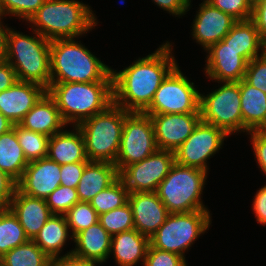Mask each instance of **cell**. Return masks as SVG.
Instances as JSON below:
<instances>
[{
  "label": "cell",
  "instance_id": "obj_44",
  "mask_svg": "<svg viewBox=\"0 0 266 266\" xmlns=\"http://www.w3.org/2000/svg\"><path fill=\"white\" fill-rule=\"evenodd\" d=\"M161 9L176 17L183 16L191 7V0H153Z\"/></svg>",
  "mask_w": 266,
  "mask_h": 266
},
{
  "label": "cell",
  "instance_id": "obj_37",
  "mask_svg": "<svg viewBox=\"0 0 266 266\" xmlns=\"http://www.w3.org/2000/svg\"><path fill=\"white\" fill-rule=\"evenodd\" d=\"M46 0H0V14L12 15L26 22L37 12Z\"/></svg>",
  "mask_w": 266,
  "mask_h": 266
},
{
  "label": "cell",
  "instance_id": "obj_29",
  "mask_svg": "<svg viewBox=\"0 0 266 266\" xmlns=\"http://www.w3.org/2000/svg\"><path fill=\"white\" fill-rule=\"evenodd\" d=\"M28 164L15 129L12 128L0 135V169L18 182Z\"/></svg>",
  "mask_w": 266,
  "mask_h": 266
},
{
  "label": "cell",
  "instance_id": "obj_39",
  "mask_svg": "<svg viewBox=\"0 0 266 266\" xmlns=\"http://www.w3.org/2000/svg\"><path fill=\"white\" fill-rule=\"evenodd\" d=\"M244 80L266 93V52L247 63Z\"/></svg>",
  "mask_w": 266,
  "mask_h": 266
},
{
  "label": "cell",
  "instance_id": "obj_47",
  "mask_svg": "<svg viewBox=\"0 0 266 266\" xmlns=\"http://www.w3.org/2000/svg\"><path fill=\"white\" fill-rule=\"evenodd\" d=\"M18 81L14 68L5 60H0V92L8 89Z\"/></svg>",
  "mask_w": 266,
  "mask_h": 266
},
{
  "label": "cell",
  "instance_id": "obj_3",
  "mask_svg": "<svg viewBox=\"0 0 266 266\" xmlns=\"http://www.w3.org/2000/svg\"><path fill=\"white\" fill-rule=\"evenodd\" d=\"M47 92L55 100L64 122L72 123L73 127L113 104V81L50 82Z\"/></svg>",
  "mask_w": 266,
  "mask_h": 266
},
{
  "label": "cell",
  "instance_id": "obj_28",
  "mask_svg": "<svg viewBox=\"0 0 266 266\" xmlns=\"http://www.w3.org/2000/svg\"><path fill=\"white\" fill-rule=\"evenodd\" d=\"M69 233L70 230L64 215L53 214L37 233L33 241L53 259L59 257L69 237L73 239V236Z\"/></svg>",
  "mask_w": 266,
  "mask_h": 266
},
{
  "label": "cell",
  "instance_id": "obj_23",
  "mask_svg": "<svg viewBox=\"0 0 266 266\" xmlns=\"http://www.w3.org/2000/svg\"><path fill=\"white\" fill-rule=\"evenodd\" d=\"M47 157L60 165L89 162L83 135L77 126L73 130H63L54 134L48 141Z\"/></svg>",
  "mask_w": 266,
  "mask_h": 266
},
{
  "label": "cell",
  "instance_id": "obj_27",
  "mask_svg": "<svg viewBox=\"0 0 266 266\" xmlns=\"http://www.w3.org/2000/svg\"><path fill=\"white\" fill-rule=\"evenodd\" d=\"M223 41L228 44V46L239 51V54L247 62L266 52V44L262 41L251 19L237 21L223 38ZM259 52L261 53L259 54Z\"/></svg>",
  "mask_w": 266,
  "mask_h": 266
},
{
  "label": "cell",
  "instance_id": "obj_35",
  "mask_svg": "<svg viewBox=\"0 0 266 266\" xmlns=\"http://www.w3.org/2000/svg\"><path fill=\"white\" fill-rule=\"evenodd\" d=\"M99 222L111 236L135 229L132 208L128 202L120 208L99 215Z\"/></svg>",
  "mask_w": 266,
  "mask_h": 266
},
{
  "label": "cell",
  "instance_id": "obj_40",
  "mask_svg": "<svg viewBox=\"0 0 266 266\" xmlns=\"http://www.w3.org/2000/svg\"><path fill=\"white\" fill-rule=\"evenodd\" d=\"M185 259L176 253L162 251L149 244L143 266H188Z\"/></svg>",
  "mask_w": 266,
  "mask_h": 266
},
{
  "label": "cell",
  "instance_id": "obj_17",
  "mask_svg": "<svg viewBox=\"0 0 266 266\" xmlns=\"http://www.w3.org/2000/svg\"><path fill=\"white\" fill-rule=\"evenodd\" d=\"M61 165L48 157L31 161L26 166L17 188L31 197L46 199L60 186Z\"/></svg>",
  "mask_w": 266,
  "mask_h": 266
},
{
  "label": "cell",
  "instance_id": "obj_13",
  "mask_svg": "<svg viewBox=\"0 0 266 266\" xmlns=\"http://www.w3.org/2000/svg\"><path fill=\"white\" fill-rule=\"evenodd\" d=\"M174 163L173 151L158 149L144 160L126 166L119 173V178L129 193L155 192Z\"/></svg>",
  "mask_w": 266,
  "mask_h": 266
},
{
  "label": "cell",
  "instance_id": "obj_15",
  "mask_svg": "<svg viewBox=\"0 0 266 266\" xmlns=\"http://www.w3.org/2000/svg\"><path fill=\"white\" fill-rule=\"evenodd\" d=\"M206 57L205 74L210 80L221 82H240L244 79L247 61L239 51L228 46L223 40L212 45Z\"/></svg>",
  "mask_w": 266,
  "mask_h": 266
},
{
  "label": "cell",
  "instance_id": "obj_50",
  "mask_svg": "<svg viewBox=\"0 0 266 266\" xmlns=\"http://www.w3.org/2000/svg\"><path fill=\"white\" fill-rule=\"evenodd\" d=\"M13 123L0 112V135L13 128Z\"/></svg>",
  "mask_w": 266,
  "mask_h": 266
},
{
  "label": "cell",
  "instance_id": "obj_10",
  "mask_svg": "<svg viewBox=\"0 0 266 266\" xmlns=\"http://www.w3.org/2000/svg\"><path fill=\"white\" fill-rule=\"evenodd\" d=\"M177 65L162 81L145 114L200 113V92Z\"/></svg>",
  "mask_w": 266,
  "mask_h": 266
},
{
  "label": "cell",
  "instance_id": "obj_11",
  "mask_svg": "<svg viewBox=\"0 0 266 266\" xmlns=\"http://www.w3.org/2000/svg\"><path fill=\"white\" fill-rule=\"evenodd\" d=\"M158 150L151 117L130 112L125 117L115 166L120 173L126 166L144 160Z\"/></svg>",
  "mask_w": 266,
  "mask_h": 266
},
{
  "label": "cell",
  "instance_id": "obj_22",
  "mask_svg": "<svg viewBox=\"0 0 266 266\" xmlns=\"http://www.w3.org/2000/svg\"><path fill=\"white\" fill-rule=\"evenodd\" d=\"M111 239L112 236L98 221L73 237L75 249L70 252L77 258L103 264L110 256Z\"/></svg>",
  "mask_w": 266,
  "mask_h": 266
},
{
  "label": "cell",
  "instance_id": "obj_14",
  "mask_svg": "<svg viewBox=\"0 0 266 266\" xmlns=\"http://www.w3.org/2000/svg\"><path fill=\"white\" fill-rule=\"evenodd\" d=\"M154 126L159 150L175 151L201 121L200 113L147 114Z\"/></svg>",
  "mask_w": 266,
  "mask_h": 266
},
{
  "label": "cell",
  "instance_id": "obj_30",
  "mask_svg": "<svg viewBox=\"0 0 266 266\" xmlns=\"http://www.w3.org/2000/svg\"><path fill=\"white\" fill-rule=\"evenodd\" d=\"M51 258L33 241L28 240L0 258L2 266H50Z\"/></svg>",
  "mask_w": 266,
  "mask_h": 266
},
{
  "label": "cell",
  "instance_id": "obj_2",
  "mask_svg": "<svg viewBox=\"0 0 266 266\" xmlns=\"http://www.w3.org/2000/svg\"><path fill=\"white\" fill-rule=\"evenodd\" d=\"M75 39L50 42V82L113 81L111 67Z\"/></svg>",
  "mask_w": 266,
  "mask_h": 266
},
{
  "label": "cell",
  "instance_id": "obj_41",
  "mask_svg": "<svg viewBox=\"0 0 266 266\" xmlns=\"http://www.w3.org/2000/svg\"><path fill=\"white\" fill-rule=\"evenodd\" d=\"M87 163L88 162H76L61 165L60 184L66 187L77 188Z\"/></svg>",
  "mask_w": 266,
  "mask_h": 266
},
{
  "label": "cell",
  "instance_id": "obj_5",
  "mask_svg": "<svg viewBox=\"0 0 266 266\" xmlns=\"http://www.w3.org/2000/svg\"><path fill=\"white\" fill-rule=\"evenodd\" d=\"M33 36L10 28L5 60L14 68L18 81L50 87V42L38 32Z\"/></svg>",
  "mask_w": 266,
  "mask_h": 266
},
{
  "label": "cell",
  "instance_id": "obj_51",
  "mask_svg": "<svg viewBox=\"0 0 266 266\" xmlns=\"http://www.w3.org/2000/svg\"><path fill=\"white\" fill-rule=\"evenodd\" d=\"M249 5L253 8L256 4H258L261 0H246Z\"/></svg>",
  "mask_w": 266,
  "mask_h": 266
},
{
  "label": "cell",
  "instance_id": "obj_7",
  "mask_svg": "<svg viewBox=\"0 0 266 266\" xmlns=\"http://www.w3.org/2000/svg\"><path fill=\"white\" fill-rule=\"evenodd\" d=\"M207 174L203 169L175 162L155 192L169 213L208 210L201 199Z\"/></svg>",
  "mask_w": 266,
  "mask_h": 266
},
{
  "label": "cell",
  "instance_id": "obj_9",
  "mask_svg": "<svg viewBox=\"0 0 266 266\" xmlns=\"http://www.w3.org/2000/svg\"><path fill=\"white\" fill-rule=\"evenodd\" d=\"M221 84L207 95L200 92L201 121L223 129L228 135L243 132L240 82Z\"/></svg>",
  "mask_w": 266,
  "mask_h": 266
},
{
  "label": "cell",
  "instance_id": "obj_12",
  "mask_svg": "<svg viewBox=\"0 0 266 266\" xmlns=\"http://www.w3.org/2000/svg\"><path fill=\"white\" fill-rule=\"evenodd\" d=\"M228 136L223 129L200 121L191 135L174 151L175 162L208 172L207 160L220 150Z\"/></svg>",
  "mask_w": 266,
  "mask_h": 266
},
{
  "label": "cell",
  "instance_id": "obj_24",
  "mask_svg": "<svg viewBox=\"0 0 266 266\" xmlns=\"http://www.w3.org/2000/svg\"><path fill=\"white\" fill-rule=\"evenodd\" d=\"M119 178L118 170L113 163L89 161L77 185L80 201L89 202L100 191L108 188Z\"/></svg>",
  "mask_w": 266,
  "mask_h": 266
},
{
  "label": "cell",
  "instance_id": "obj_1",
  "mask_svg": "<svg viewBox=\"0 0 266 266\" xmlns=\"http://www.w3.org/2000/svg\"><path fill=\"white\" fill-rule=\"evenodd\" d=\"M166 41L154 53L138 58L122 71L112 69L113 103L128 112L143 113L166 76L178 65Z\"/></svg>",
  "mask_w": 266,
  "mask_h": 266
},
{
  "label": "cell",
  "instance_id": "obj_34",
  "mask_svg": "<svg viewBox=\"0 0 266 266\" xmlns=\"http://www.w3.org/2000/svg\"><path fill=\"white\" fill-rule=\"evenodd\" d=\"M64 217L73 237L99 221V215L95 209L85 201L76 203L64 214Z\"/></svg>",
  "mask_w": 266,
  "mask_h": 266
},
{
  "label": "cell",
  "instance_id": "obj_31",
  "mask_svg": "<svg viewBox=\"0 0 266 266\" xmlns=\"http://www.w3.org/2000/svg\"><path fill=\"white\" fill-rule=\"evenodd\" d=\"M28 240L13 212L9 208H0V258Z\"/></svg>",
  "mask_w": 266,
  "mask_h": 266
},
{
  "label": "cell",
  "instance_id": "obj_38",
  "mask_svg": "<svg viewBox=\"0 0 266 266\" xmlns=\"http://www.w3.org/2000/svg\"><path fill=\"white\" fill-rule=\"evenodd\" d=\"M213 7L229 14L237 21L251 19L252 7L246 0H206Z\"/></svg>",
  "mask_w": 266,
  "mask_h": 266
},
{
  "label": "cell",
  "instance_id": "obj_32",
  "mask_svg": "<svg viewBox=\"0 0 266 266\" xmlns=\"http://www.w3.org/2000/svg\"><path fill=\"white\" fill-rule=\"evenodd\" d=\"M128 190L124 182L118 178L108 188L100 191L90 201V205L98 215L120 208L128 202Z\"/></svg>",
  "mask_w": 266,
  "mask_h": 266
},
{
  "label": "cell",
  "instance_id": "obj_20",
  "mask_svg": "<svg viewBox=\"0 0 266 266\" xmlns=\"http://www.w3.org/2000/svg\"><path fill=\"white\" fill-rule=\"evenodd\" d=\"M18 218L29 240H33L47 220L53 215L46 200L31 197L18 188L8 207Z\"/></svg>",
  "mask_w": 266,
  "mask_h": 266
},
{
  "label": "cell",
  "instance_id": "obj_33",
  "mask_svg": "<svg viewBox=\"0 0 266 266\" xmlns=\"http://www.w3.org/2000/svg\"><path fill=\"white\" fill-rule=\"evenodd\" d=\"M13 128L28 162L47 157L49 136L27 130L19 124L13 125Z\"/></svg>",
  "mask_w": 266,
  "mask_h": 266
},
{
  "label": "cell",
  "instance_id": "obj_21",
  "mask_svg": "<svg viewBox=\"0 0 266 266\" xmlns=\"http://www.w3.org/2000/svg\"><path fill=\"white\" fill-rule=\"evenodd\" d=\"M19 125L49 137L63 131L67 126L55 100L48 92L26 113Z\"/></svg>",
  "mask_w": 266,
  "mask_h": 266
},
{
  "label": "cell",
  "instance_id": "obj_45",
  "mask_svg": "<svg viewBox=\"0 0 266 266\" xmlns=\"http://www.w3.org/2000/svg\"><path fill=\"white\" fill-rule=\"evenodd\" d=\"M251 20L254 22L262 41L266 44V0H261L252 8Z\"/></svg>",
  "mask_w": 266,
  "mask_h": 266
},
{
  "label": "cell",
  "instance_id": "obj_48",
  "mask_svg": "<svg viewBox=\"0 0 266 266\" xmlns=\"http://www.w3.org/2000/svg\"><path fill=\"white\" fill-rule=\"evenodd\" d=\"M98 264L100 263L77 258L71 252H67L65 255L53 258L50 261V266H96Z\"/></svg>",
  "mask_w": 266,
  "mask_h": 266
},
{
  "label": "cell",
  "instance_id": "obj_42",
  "mask_svg": "<svg viewBox=\"0 0 266 266\" xmlns=\"http://www.w3.org/2000/svg\"><path fill=\"white\" fill-rule=\"evenodd\" d=\"M247 134L251 135V143L257 160L256 162L259 168H261V171L266 175V130L250 131Z\"/></svg>",
  "mask_w": 266,
  "mask_h": 266
},
{
  "label": "cell",
  "instance_id": "obj_8",
  "mask_svg": "<svg viewBox=\"0 0 266 266\" xmlns=\"http://www.w3.org/2000/svg\"><path fill=\"white\" fill-rule=\"evenodd\" d=\"M211 225L209 210H196L188 213H170L165 222L149 238L152 247L184 254L194 241L204 234Z\"/></svg>",
  "mask_w": 266,
  "mask_h": 266
},
{
  "label": "cell",
  "instance_id": "obj_49",
  "mask_svg": "<svg viewBox=\"0 0 266 266\" xmlns=\"http://www.w3.org/2000/svg\"><path fill=\"white\" fill-rule=\"evenodd\" d=\"M4 15L0 14V60L5 59L7 54V35L9 27L4 26L2 20Z\"/></svg>",
  "mask_w": 266,
  "mask_h": 266
},
{
  "label": "cell",
  "instance_id": "obj_36",
  "mask_svg": "<svg viewBox=\"0 0 266 266\" xmlns=\"http://www.w3.org/2000/svg\"><path fill=\"white\" fill-rule=\"evenodd\" d=\"M45 200L50 211L56 215H64L80 201L76 188L62 185L58 186Z\"/></svg>",
  "mask_w": 266,
  "mask_h": 266
},
{
  "label": "cell",
  "instance_id": "obj_26",
  "mask_svg": "<svg viewBox=\"0 0 266 266\" xmlns=\"http://www.w3.org/2000/svg\"><path fill=\"white\" fill-rule=\"evenodd\" d=\"M243 132L266 130V93L240 81Z\"/></svg>",
  "mask_w": 266,
  "mask_h": 266
},
{
  "label": "cell",
  "instance_id": "obj_19",
  "mask_svg": "<svg viewBox=\"0 0 266 266\" xmlns=\"http://www.w3.org/2000/svg\"><path fill=\"white\" fill-rule=\"evenodd\" d=\"M47 93V89L31 82L17 81L0 92V112L14 125Z\"/></svg>",
  "mask_w": 266,
  "mask_h": 266
},
{
  "label": "cell",
  "instance_id": "obj_16",
  "mask_svg": "<svg viewBox=\"0 0 266 266\" xmlns=\"http://www.w3.org/2000/svg\"><path fill=\"white\" fill-rule=\"evenodd\" d=\"M199 6L191 26L192 38L206 51L215 43L223 40L237 20L213 7L206 0H203Z\"/></svg>",
  "mask_w": 266,
  "mask_h": 266
},
{
  "label": "cell",
  "instance_id": "obj_6",
  "mask_svg": "<svg viewBox=\"0 0 266 266\" xmlns=\"http://www.w3.org/2000/svg\"><path fill=\"white\" fill-rule=\"evenodd\" d=\"M129 113L113 103L103 112L77 125L83 135L89 161L115 163L125 117Z\"/></svg>",
  "mask_w": 266,
  "mask_h": 266
},
{
  "label": "cell",
  "instance_id": "obj_25",
  "mask_svg": "<svg viewBox=\"0 0 266 266\" xmlns=\"http://www.w3.org/2000/svg\"><path fill=\"white\" fill-rule=\"evenodd\" d=\"M149 238L136 229L112 235L110 254L118 266H134L140 261L144 264Z\"/></svg>",
  "mask_w": 266,
  "mask_h": 266
},
{
  "label": "cell",
  "instance_id": "obj_43",
  "mask_svg": "<svg viewBox=\"0 0 266 266\" xmlns=\"http://www.w3.org/2000/svg\"><path fill=\"white\" fill-rule=\"evenodd\" d=\"M16 188L17 182L0 169V208L9 207Z\"/></svg>",
  "mask_w": 266,
  "mask_h": 266
},
{
  "label": "cell",
  "instance_id": "obj_46",
  "mask_svg": "<svg viewBox=\"0 0 266 266\" xmlns=\"http://www.w3.org/2000/svg\"><path fill=\"white\" fill-rule=\"evenodd\" d=\"M253 207L256 221L261 225H266V185L257 190L253 198Z\"/></svg>",
  "mask_w": 266,
  "mask_h": 266
},
{
  "label": "cell",
  "instance_id": "obj_4",
  "mask_svg": "<svg viewBox=\"0 0 266 266\" xmlns=\"http://www.w3.org/2000/svg\"><path fill=\"white\" fill-rule=\"evenodd\" d=\"M90 7L77 0H46L27 23L49 41L79 38L98 25Z\"/></svg>",
  "mask_w": 266,
  "mask_h": 266
},
{
  "label": "cell",
  "instance_id": "obj_18",
  "mask_svg": "<svg viewBox=\"0 0 266 266\" xmlns=\"http://www.w3.org/2000/svg\"><path fill=\"white\" fill-rule=\"evenodd\" d=\"M135 229L150 238L170 214L156 192L128 194Z\"/></svg>",
  "mask_w": 266,
  "mask_h": 266
}]
</instances>
